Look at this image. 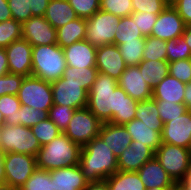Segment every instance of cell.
Here are the masks:
<instances>
[{"mask_svg": "<svg viewBox=\"0 0 191 190\" xmlns=\"http://www.w3.org/2000/svg\"><path fill=\"white\" fill-rule=\"evenodd\" d=\"M183 104L186 106L187 110L191 111V82L186 84Z\"/></svg>", "mask_w": 191, "mask_h": 190, "instance_id": "55", "label": "cell"}, {"mask_svg": "<svg viewBox=\"0 0 191 190\" xmlns=\"http://www.w3.org/2000/svg\"><path fill=\"white\" fill-rule=\"evenodd\" d=\"M57 44L63 49L75 42L85 40L86 19L76 18L64 26L56 29Z\"/></svg>", "mask_w": 191, "mask_h": 190, "instance_id": "26", "label": "cell"}, {"mask_svg": "<svg viewBox=\"0 0 191 190\" xmlns=\"http://www.w3.org/2000/svg\"><path fill=\"white\" fill-rule=\"evenodd\" d=\"M130 16L133 18V20H136V25L144 37L151 35V31L155 22L157 21L158 14L148 12H133Z\"/></svg>", "mask_w": 191, "mask_h": 190, "instance_id": "47", "label": "cell"}, {"mask_svg": "<svg viewBox=\"0 0 191 190\" xmlns=\"http://www.w3.org/2000/svg\"><path fill=\"white\" fill-rule=\"evenodd\" d=\"M22 38V24L14 19L0 22V48Z\"/></svg>", "mask_w": 191, "mask_h": 190, "instance_id": "36", "label": "cell"}, {"mask_svg": "<svg viewBox=\"0 0 191 190\" xmlns=\"http://www.w3.org/2000/svg\"><path fill=\"white\" fill-rule=\"evenodd\" d=\"M22 38L32 47L57 44L56 29L44 18L33 16L22 24Z\"/></svg>", "mask_w": 191, "mask_h": 190, "instance_id": "13", "label": "cell"}, {"mask_svg": "<svg viewBox=\"0 0 191 190\" xmlns=\"http://www.w3.org/2000/svg\"><path fill=\"white\" fill-rule=\"evenodd\" d=\"M21 103L17 95H3L0 96V111L5 118L6 125H19L17 120L18 110Z\"/></svg>", "mask_w": 191, "mask_h": 190, "instance_id": "34", "label": "cell"}, {"mask_svg": "<svg viewBox=\"0 0 191 190\" xmlns=\"http://www.w3.org/2000/svg\"><path fill=\"white\" fill-rule=\"evenodd\" d=\"M77 17L88 19L100 10V0H68Z\"/></svg>", "mask_w": 191, "mask_h": 190, "instance_id": "43", "label": "cell"}, {"mask_svg": "<svg viewBox=\"0 0 191 190\" xmlns=\"http://www.w3.org/2000/svg\"><path fill=\"white\" fill-rule=\"evenodd\" d=\"M98 74L97 68H74L66 66L62 78L65 82H74L80 84V87L87 92L90 91Z\"/></svg>", "mask_w": 191, "mask_h": 190, "instance_id": "30", "label": "cell"}, {"mask_svg": "<svg viewBox=\"0 0 191 190\" xmlns=\"http://www.w3.org/2000/svg\"><path fill=\"white\" fill-rule=\"evenodd\" d=\"M167 61V41L152 36L145 37L143 61Z\"/></svg>", "mask_w": 191, "mask_h": 190, "instance_id": "33", "label": "cell"}, {"mask_svg": "<svg viewBox=\"0 0 191 190\" xmlns=\"http://www.w3.org/2000/svg\"><path fill=\"white\" fill-rule=\"evenodd\" d=\"M138 68L144 81L152 89L169 74V62L167 61H142Z\"/></svg>", "mask_w": 191, "mask_h": 190, "instance_id": "28", "label": "cell"}, {"mask_svg": "<svg viewBox=\"0 0 191 190\" xmlns=\"http://www.w3.org/2000/svg\"><path fill=\"white\" fill-rule=\"evenodd\" d=\"M137 173L146 188L175 187L176 185L155 156L144 163Z\"/></svg>", "mask_w": 191, "mask_h": 190, "instance_id": "22", "label": "cell"}, {"mask_svg": "<svg viewBox=\"0 0 191 190\" xmlns=\"http://www.w3.org/2000/svg\"><path fill=\"white\" fill-rule=\"evenodd\" d=\"M155 156V152L147 145L131 142L128 148L117 158L119 171H138L141 166Z\"/></svg>", "mask_w": 191, "mask_h": 190, "instance_id": "21", "label": "cell"}, {"mask_svg": "<svg viewBox=\"0 0 191 190\" xmlns=\"http://www.w3.org/2000/svg\"><path fill=\"white\" fill-rule=\"evenodd\" d=\"M110 190H145L137 171H117L106 180Z\"/></svg>", "mask_w": 191, "mask_h": 190, "instance_id": "27", "label": "cell"}, {"mask_svg": "<svg viewBox=\"0 0 191 190\" xmlns=\"http://www.w3.org/2000/svg\"><path fill=\"white\" fill-rule=\"evenodd\" d=\"M48 118V112L39 109L31 108L27 105H21L18 110L17 120H19V125L25 127H32L38 124L40 121H44Z\"/></svg>", "mask_w": 191, "mask_h": 190, "instance_id": "38", "label": "cell"}, {"mask_svg": "<svg viewBox=\"0 0 191 190\" xmlns=\"http://www.w3.org/2000/svg\"><path fill=\"white\" fill-rule=\"evenodd\" d=\"M118 85L138 102L152 98L153 89L144 81L138 65L126 67L118 80Z\"/></svg>", "mask_w": 191, "mask_h": 190, "instance_id": "17", "label": "cell"}, {"mask_svg": "<svg viewBox=\"0 0 191 190\" xmlns=\"http://www.w3.org/2000/svg\"><path fill=\"white\" fill-rule=\"evenodd\" d=\"M31 130L34 136L38 139L41 147L63 133L49 118L32 126Z\"/></svg>", "mask_w": 191, "mask_h": 190, "instance_id": "35", "label": "cell"}, {"mask_svg": "<svg viewBox=\"0 0 191 190\" xmlns=\"http://www.w3.org/2000/svg\"><path fill=\"white\" fill-rule=\"evenodd\" d=\"M9 73L32 75V45L26 39H18L5 48Z\"/></svg>", "mask_w": 191, "mask_h": 190, "instance_id": "14", "label": "cell"}, {"mask_svg": "<svg viewBox=\"0 0 191 190\" xmlns=\"http://www.w3.org/2000/svg\"><path fill=\"white\" fill-rule=\"evenodd\" d=\"M155 158L175 183L191 169V151L181 146L162 143L155 152Z\"/></svg>", "mask_w": 191, "mask_h": 190, "instance_id": "6", "label": "cell"}, {"mask_svg": "<svg viewBox=\"0 0 191 190\" xmlns=\"http://www.w3.org/2000/svg\"><path fill=\"white\" fill-rule=\"evenodd\" d=\"M185 87V83L168 74L153 88L152 98L154 100L183 103Z\"/></svg>", "mask_w": 191, "mask_h": 190, "instance_id": "24", "label": "cell"}, {"mask_svg": "<svg viewBox=\"0 0 191 190\" xmlns=\"http://www.w3.org/2000/svg\"><path fill=\"white\" fill-rule=\"evenodd\" d=\"M126 41H145V37L136 25V20H133L131 16L120 18L115 33L114 44L118 46Z\"/></svg>", "mask_w": 191, "mask_h": 190, "instance_id": "29", "label": "cell"}, {"mask_svg": "<svg viewBox=\"0 0 191 190\" xmlns=\"http://www.w3.org/2000/svg\"><path fill=\"white\" fill-rule=\"evenodd\" d=\"M156 101L160 119L164 124L187 111V108L183 103L167 102L166 100Z\"/></svg>", "mask_w": 191, "mask_h": 190, "instance_id": "42", "label": "cell"}, {"mask_svg": "<svg viewBox=\"0 0 191 190\" xmlns=\"http://www.w3.org/2000/svg\"><path fill=\"white\" fill-rule=\"evenodd\" d=\"M185 28L186 24L177 10L172 5H168L158 14L150 36L165 41L173 40L182 36Z\"/></svg>", "mask_w": 191, "mask_h": 190, "instance_id": "12", "label": "cell"}, {"mask_svg": "<svg viewBox=\"0 0 191 190\" xmlns=\"http://www.w3.org/2000/svg\"><path fill=\"white\" fill-rule=\"evenodd\" d=\"M9 73L8 59L5 48H0V77Z\"/></svg>", "mask_w": 191, "mask_h": 190, "instance_id": "53", "label": "cell"}, {"mask_svg": "<svg viewBox=\"0 0 191 190\" xmlns=\"http://www.w3.org/2000/svg\"><path fill=\"white\" fill-rule=\"evenodd\" d=\"M126 67V63L117 45L109 44L97 48L96 68L98 72L109 75L118 81Z\"/></svg>", "mask_w": 191, "mask_h": 190, "instance_id": "16", "label": "cell"}, {"mask_svg": "<svg viewBox=\"0 0 191 190\" xmlns=\"http://www.w3.org/2000/svg\"><path fill=\"white\" fill-rule=\"evenodd\" d=\"M10 11L12 13V19L23 24L32 16L29 0H7Z\"/></svg>", "mask_w": 191, "mask_h": 190, "instance_id": "46", "label": "cell"}, {"mask_svg": "<svg viewBox=\"0 0 191 190\" xmlns=\"http://www.w3.org/2000/svg\"><path fill=\"white\" fill-rule=\"evenodd\" d=\"M186 25L191 24V0H175L172 5Z\"/></svg>", "mask_w": 191, "mask_h": 190, "instance_id": "49", "label": "cell"}, {"mask_svg": "<svg viewBox=\"0 0 191 190\" xmlns=\"http://www.w3.org/2000/svg\"><path fill=\"white\" fill-rule=\"evenodd\" d=\"M162 143L181 146L189 149L191 142V111L175 117L163 125Z\"/></svg>", "mask_w": 191, "mask_h": 190, "instance_id": "15", "label": "cell"}, {"mask_svg": "<svg viewBox=\"0 0 191 190\" xmlns=\"http://www.w3.org/2000/svg\"><path fill=\"white\" fill-rule=\"evenodd\" d=\"M164 124L147 125L140 120L133 119L124 126L131 139L136 141V144H145L154 152L157 151L162 144V131Z\"/></svg>", "mask_w": 191, "mask_h": 190, "instance_id": "18", "label": "cell"}, {"mask_svg": "<svg viewBox=\"0 0 191 190\" xmlns=\"http://www.w3.org/2000/svg\"><path fill=\"white\" fill-rule=\"evenodd\" d=\"M138 101L132 99L109 75L98 72L88 92L87 108L102 122L125 125L135 119Z\"/></svg>", "mask_w": 191, "mask_h": 190, "instance_id": "1", "label": "cell"}, {"mask_svg": "<svg viewBox=\"0 0 191 190\" xmlns=\"http://www.w3.org/2000/svg\"><path fill=\"white\" fill-rule=\"evenodd\" d=\"M163 1L168 5H173V3L175 2V0H163Z\"/></svg>", "mask_w": 191, "mask_h": 190, "instance_id": "61", "label": "cell"}, {"mask_svg": "<svg viewBox=\"0 0 191 190\" xmlns=\"http://www.w3.org/2000/svg\"><path fill=\"white\" fill-rule=\"evenodd\" d=\"M169 75L185 84L191 82V58L170 62Z\"/></svg>", "mask_w": 191, "mask_h": 190, "instance_id": "44", "label": "cell"}, {"mask_svg": "<svg viewBox=\"0 0 191 190\" xmlns=\"http://www.w3.org/2000/svg\"><path fill=\"white\" fill-rule=\"evenodd\" d=\"M63 49L58 44L32 47V75L46 82L63 76L66 68Z\"/></svg>", "mask_w": 191, "mask_h": 190, "instance_id": "4", "label": "cell"}, {"mask_svg": "<svg viewBox=\"0 0 191 190\" xmlns=\"http://www.w3.org/2000/svg\"><path fill=\"white\" fill-rule=\"evenodd\" d=\"M12 19V13L10 11L8 1L0 0V22Z\"/></svg>", "mask_w": 191, "mask_h": 190, "instance_id": "51", "label": "cell"}, {"mask_svg": "<svg viewBox=\"0 0 191 190\" xmlns=\"http://www.w3.org/2000/svg\"><path fill=\"white\" fill-rule=\"evenodd\" d=\"M20 190H53L50 171L37 168Z\"/></svg>", "mask_w": 191, "mask_h": 190, "instance_id": "37", "label": "cell"}, {"mask_svg": "<svg viewBox=\"0 0 191 190\" xmlns=\"http://www.w3.org/2000/svg\"><path fill=\"white\" fill-rule=\"evenodd\" d=\"M0 190H20V188L12 187L8 184L0 186Z\"/></svg>", "mask_w": 191, "mask_h": 190, "instance_id": "58", "label": "cell"}, {"mask_svg": "<svg viewBox=\"0 0 191 190\" xmlns=\"http://www.w3.org/2000/svg\"><path fill=\"white\" fill-rule=\"evenodd\" d=\"M37 169L36 157L21 153H5L6 184L20 188Z\"/></svg>", "mask_w": 191, "mask_h": 190, "instance_id": "10", "label": "cell"}, {"mask_svg": "<svg viewBox=\"0 0 191 190\" xmlns=\"http://www.w3.org/2000/svg\"><path fill=\"white\" fill-rule=\"evenodd\" d=\"M101 125L102 122L86 107L75 110L63 133L83 147L94 137L99 136Z\"/></svg>", "mask_w": 191, "mask_h": 190, "instance_id": "9", "label": "cell"}, {"mask_svg": "<svg viewBox=\"0 0 191 190\" xmlns=\"http://www.w3.org/2000/svg\"><path fill=\"white\" fill-rule=\"evenodd\" d=\"M50 175L53 190H85L89 183L79 164L51 170Z\"/></svg>", "mask_w": 191, "mask_h": 190, "instance_id": "20", "label": "cell"}, {"mask_svg": "<svg viewBox=\"0 0 191 190\" xmlns=\"http://www.w3.org/2000/svg\"><path fill=\"white\" fill-rule=\"evenodd\" d=\"M41 148L30 127L4 125L0 129V149L4 153H21L36 156Z\"/></svg>", "mask_w": 191, "mask_h": 190, "instance_id": "5", "label": "cell"}, {"mask_svg": "<svg viewBox=\"0 0 191 190\" xmlns=\"http://www.w3.org/2000/svg\"><path fill=\"white\" fill-rule=\"evenodd\" d=\"M82 147L64 133L42 146L36 154L37 168L51 171L79 164Z\"/></svg>", "mask_w": 191, "mask_h": 190, "instance_id": "3", "label": "cell"}, {"mask_svg": "<svg viewBox=\"0 0 191 190\" xmlns=\"http://www.w3.org/2000/svg\"><path fill=\"white\" fill-rule=\"evenodd\" d=\"M17 96L21 105L42 111L48 112L53 105L51 83L33 75L24 77Z\"/></svg>", "mask_w": 191, "mask_h": 190, "instance_id": "8", "label": "cell"}, {"mask_svg": "<svg viewBox=\"0 0 191 190\" xmlns=\"http://www.w3.org/2000/svg\"><path fill=\"white\" fill-rule=\"evenodd\" d=\"M99 136L118 158L132 142L131 135L124 125L102 123Z\"/></svg>", "mask_w": 191, "mask_h": 190, "instance_id": "23", "label": "cell"}, {"mask_svg": "<svg viewBox=\"0 0 191 190\" xmlns=\"http://www.w3.org/2000/svg\"><path fill=\"white\" fill-rule=\"evenodd\" d=\"M118 47L127 67L139 65L143 61L145 41H126Z\"/></svg>", "mask_w": 191, "mask_h": 190, "instance_id": "32", "label": "cell"}, {"mask_svg": "<svg viewBox=\"0 0 191 190\" xmlns=\"http://www.w3.org/2000/svg\"><path fill=\"white\" fill-rule=\"evenodd\" d=\"M32 16H44L49 0H29Z\"/></svg>", "mask_w": 191, "mask_h": 190, "instance_id": "50", "label": "cell"}, {"mask_svg": "<svg viewBox=\"0 0 191 190\" xmlns=\"http://www.w3.org/2000/svg\"><path fill=\"white\" fill-rule=\"evenodd\" d=\"M76 109L67 105L61 106L53 104L48 111V118L53 121L56 126L64 132L68 126V123L72 119L73 113Z\"/></svg>", "mask_w": 191, "mask_h": 190, "instance_id": "39", "label": "cell"}, {"mask_svg": "<svg viewBox=\"0 0 191 190\" xmlns=\"http://www.w3.org/2000/svg\"><path fill=\"white\" fill-rule=\"evenodd\" d=\"M135 119L147 125L164 124L159 116L157 101L153 98L138 102Z\"/></svg>", "mask_w": 191, "mask_h": 190, "instance_id": "31", "label": "cell"}, {"mask_svg": "<svg viewBox=\"0 0 191 190\" xmlns=\"http://www.w3.org/2000/svg\"><path fill=\"white\" fill-rule=\"evenodd\" d=\"M133 12L161 13L168 4L163 0H131Z\"/></svg>", "mask_w": 191, "mask_h": 190, "instance_id": "48", "label": "cell"}, {"mask_svg": "<svg viewBox=\"0 0 191 190\" xmlns=\"http://www.w3.org/2000/svg\"><path fill=\"white\" fill-rule=\"evenodd\" d=\"M44 18L58 29L78 17L68 0H49Z\"/></svg>", "mask_w": 191, "mask_h": 190, "instance_id": "25", "label": "cell"}, {"mask_svg": "<svg viewBox=\"0 0 191 190\" xmlns=\"http://www.w3.org/2000/svg\"><path fill=\"white\" fill-rule=\"evenodd\" d=\"M120 17L98 10L86 19L85 40L94 47L114 44V38Z\"/></svg>", "mask_w": 191, "mask_h": 190, "instance_id": "7", "label": "cell"}, {"mask_svg": "<svg viewBox=\"0 0 191 190\" xmlns=\"http://www.w3.org/2000/svg\"><path fill=\"white\" fill-rule=\"evenodd\" d=\"M191 58V50L183 36L167 41V62Z\"/></svg>", "mask_w": 191, "mask_h": 190, "instance_id": "40", "label": "cell"}, {"mask_svg": "<svg viewBox=\"0 0 191 190\" xmlns=\"http://www.w3.org/2000/svg\"><path fill=\"white\" fill-rule=\"evenodd\" d=\"M85 190H110L105 180L100 182H89Z\"/></svg>", "mask_w": 191, "mask_h": 190, "instance_id": "54", "label": "cell"}, {"mask_svg": "<svg viewBox=\"0 0 191 190\" xmlns=\"http://www.w3.org/2000/svg\"><path fill=\"white\" fill-rule=\"evenodd\" d=\"M79 166L88 182H100L118 171V160L105 141L97 136L82 147Z\"/></svg>", "mask_w": 191, "mask_h": 190, "instance_id": "2", "label": "cell"}, {"mask_svg": "<svg viewBox=\"0 0 191 190\" xmlns=\"http://www.w3.org/2000/svg\"><path fill=\"white\" fill-rule=\"evenodd\" d=\"M24 76L19 74L7 73L0 77V96L18 95Z\"/></svg>", "mask_w": 191, "mask_h": 190, "instance_id": "45", "label": "cell"}, {"mask_svg": "<svg viewBox=\"0 0 191 190\" xmlns=\"http://www.w3.org/2000/svg\"><path fill=\"white\" fill-rule=\"evenodd\" d=\"M5 125V118L0 111V129Z\"/></svg>", "mask_w": 191, "mask_h": 190, "instance_id": "60", "label": "cell"}, {"mask_svg": "<svg viewBox=\"0 0 191 190\" xmlns=\"http://www.w3.org/2000/svg\"><path fill=\"white\" fill-rule=\"evenodd\" d=\"M100 10L118 17H127L133 13L131 0H100Z\"/></svg>", "mask_w": 191, "mask_h": 190, "instance_id": "41", "label": "cell"}, {"mask_svg": "<svg viewBox=\"0 0 191 190\" xmlns=\"http://www.w3.org/2000/svg\"><path fill=\"white\" fill-rule=\"evenodd\" d=\"M4 160H5V153L0 149V186L6 184Z\"/></svg>", "mask_w": 191, "mask_h": 190, "instance_id": "56", "label": "cell"}, {"mask_svg": "<svg viewBox=\"0 0 191 190\" xmlns=\"http://www.w3.org/2000/svg\"><path fill=\"white\" fill-rule=\"evenodd\" d=\"M182 36L184 37L186 44L191 50V24L186 25L185 31L183 32Z\"/></svg>", "mask_w": 191, "mask_h": 190, "instance_id": "57", "label": "cell"}, {"mask_svg": "<svg viewBox=\"0 0 191 190\" xmlns=\"http://www.w3.org/2000/svg\"><path fill=\"white\" fill-rule=\"evenodd\" d=\"M174 190H191V169L178 183H176Z\"/></svg>", "mask_w": 191, "mask_h": 190, "instance_id": "52", "label": "cell"}, {"mask_svg": "<svg viewBox=\"0 0 191 190\" xmlns=\"http://www.w3.org/2000/svg\"><path fill=\"white\" fill-rule=\"evenodd\" d=\"M53 104L61 106L67 105L73 109H83L87 107L88 92L74 82H65L60 79L51 83Z\"/></svg>", "mask_w": 191, "mask_h": 190, "instance_id": "11", "label": "cell"}, {"mask_svg": "<svg viewBox=\"0 0 191 190\" xmlns=\"http://www.w3.org/2000/svg\"><path fill=\"white\" fill-rule=\"evenodd\" d=\"M96 50L91 43L81 40L63 48L66 65L74 68H96Z\"/></svg>", "mask_w": 191, "mask_h": 190, "instance_id": "19", "label": "cell"}, {"mask_svg": "<svg viewBox=\"0 0 191 190\" xmlns=\"http://www.w3.org/2000/svg\"><path fill=\"white\" fill-rule=\"evenodd\" d=\"M175 187H163V188H158V187H153V188H146L145 190H174Z\"/></svg>", "mask_w": 191, "mask_h": 190, "instance_id": "59", "label": "cell"}]
</instances>
